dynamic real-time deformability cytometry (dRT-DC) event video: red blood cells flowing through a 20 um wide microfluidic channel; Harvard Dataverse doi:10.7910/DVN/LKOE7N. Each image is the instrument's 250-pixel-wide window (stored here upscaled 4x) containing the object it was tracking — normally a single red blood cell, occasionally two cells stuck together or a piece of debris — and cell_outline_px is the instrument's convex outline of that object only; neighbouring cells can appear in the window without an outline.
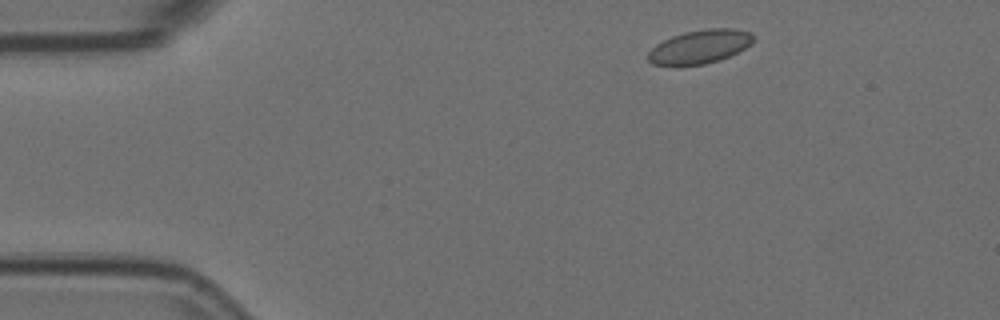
{"species": "Egyptian fruit bat (a non-hibernating species)", "species_latin": "Rousettus aegyptiacus", "temperature_condition": "room temperature", "stored_images_in_passage": 4, "camera_frame_rate_fps": 3000, "um_per_image_px": 0.085, "animal": {"sex": "female"}, "frame": {"image": 1, "passage_image": 1, "time_ms": 0.0, "image_size_px": [1000, 320], "cell_outline_px": [[756, 36], [752, 44], [720, 60], [704, 64], [652, 64], [648, 60], [648, 52], [656, 44], [672, 36], [684, 32], [708, 28], [736, 28], [752, 32]], "centroid_in_image_um": [59.54, 3.93], "position_along_channel_um": 25.5, "area_um2": 20.52}}
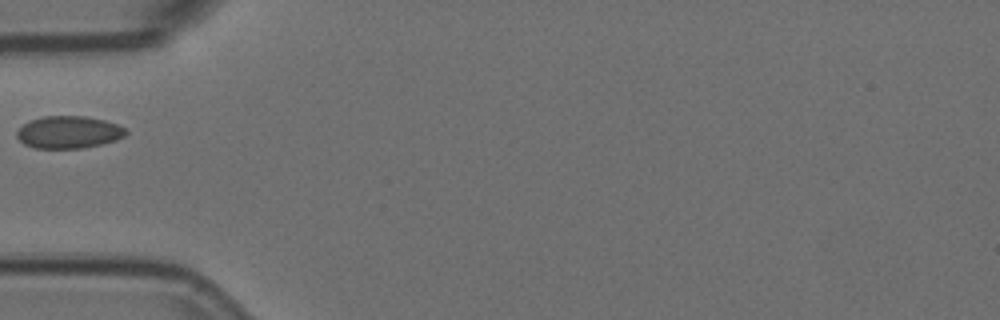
{"frame": {"image": 2, "passage_image": 3, "time_ms": 0.667, "image_size_px": [1000, 320], "cell_outline_px": [[128, 132], [124, 136], [116, 140], [100, 144], [80, 148], [36, 148], [24, 144], [16, 136], [16, 132], [24, 124], [32, 120], [44, 116], [84, 116], [104, 120], [116, 124], [124, 128]], "centroid_in_image_um": [5.83, 11.24], "position_along_channel_um": 79.2, "area_um2": 20.29}}
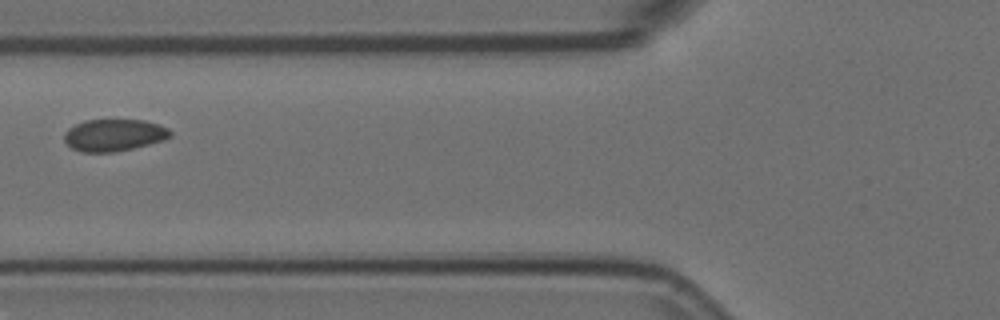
{"frame": {"image": 3, "passage_image": 4, "time_ms": 1.0, "image_size_px": [1000, 320], "cell_outline_px": [[172, 136], [164, 140], [132, 148], [112, 152], [80, 152], [72, 148], [64, 140], [64, 132], [68, 128], [84, 120], [144, 120], [160, 124], [168, 128], [172, 132]], "centroid_in_image_um": [9.69, 11.48], "position_along_channel_um": 116.1, "area_um2": 19.83}}